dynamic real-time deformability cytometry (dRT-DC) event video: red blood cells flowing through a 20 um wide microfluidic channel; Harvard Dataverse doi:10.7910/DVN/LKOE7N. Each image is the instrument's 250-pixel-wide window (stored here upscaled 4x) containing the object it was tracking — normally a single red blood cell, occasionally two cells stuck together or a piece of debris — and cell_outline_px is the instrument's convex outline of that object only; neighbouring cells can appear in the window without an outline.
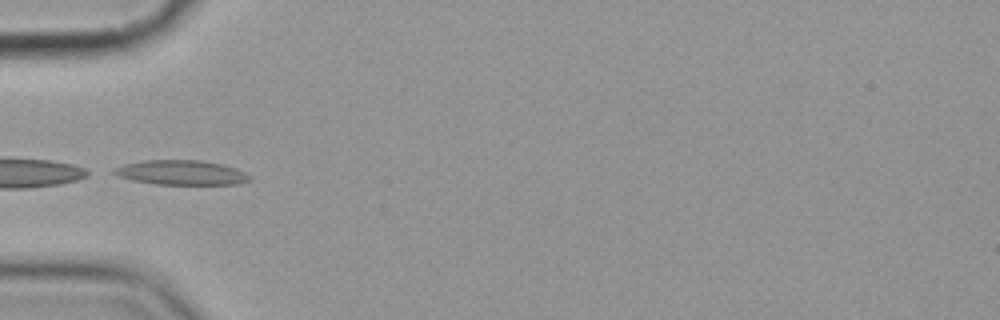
{"species": "common noctule bat (a hibernating species)", "species_latin": "Nyctalus noctula", "temperature_condition": "cold", "stored_images_in_passage": 10, "camera_frame_rate_fps": 3000, "um_per_image_px": 0.085, "animal": {"sex": "female", "body_mass_g": 19.9}, "frame": {"image": 1, "passage_image": 6, "time_ms": 6.0, "image_size_px": [1000, 320], "cell_outline_px": [[252, 180], [236, 184], [156, 184], [132, 180], [116, 176], [112, 172], [116, 168], [124, 164], [144, 160], [200, 160], [220, 164], [236, 168], [252, 176]], "centroid_in_image_um": [15.42, 14.67], "position_along_channel_um": 69.6, "area_um2": 19.42}}
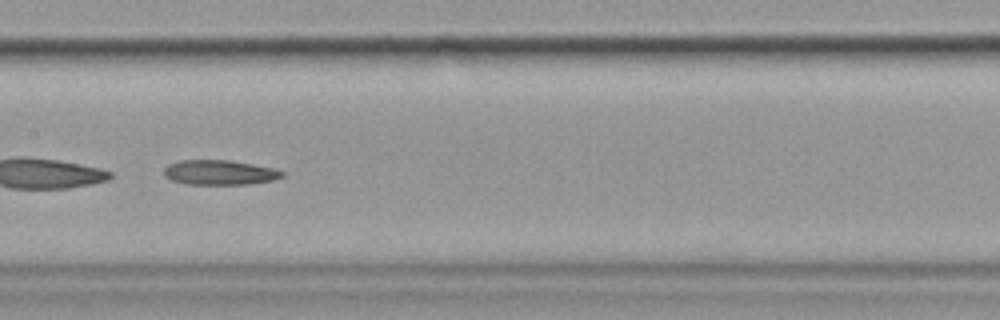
{"frame": {"image": 2, "passage_image": 9, "time_ms": 9.333, "image_size_px": [1000, 320], "cell_outline_px": [[284, 176], [272, 180], [248, 184], [184, 184], [172, 180], [164, 176], [164, 168], [168, 164], [180, 160], [228, 160], [252, 164], [272, 168], [284, 172]], "centroid_in_image_um": [18.62, 14.66], "position_along_channel_um": 188.8, "area_um2": 16.99}}
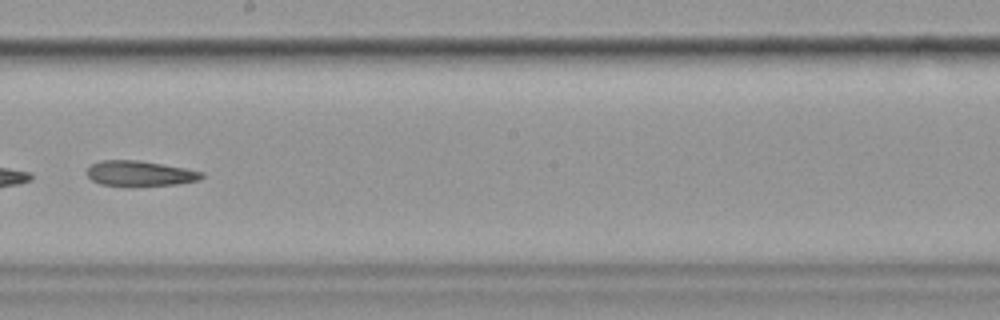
{"frame": {"image": 3, "passage_image": 10, "time_ms": 10.667, "image_size_px": [1000, 320], "cell_outline_px": [[204, 176], [200, 180], [176, 184], [100, 184], [92, 180], [88, 176], [88, 168], [92, 164], [100, 160], [136, 160], [184, 168], [204, 172]], "centroid_in_image_um": [11.91, 14.71], "position_along_channel_um": 236.3, "area_um2": 16.18}}